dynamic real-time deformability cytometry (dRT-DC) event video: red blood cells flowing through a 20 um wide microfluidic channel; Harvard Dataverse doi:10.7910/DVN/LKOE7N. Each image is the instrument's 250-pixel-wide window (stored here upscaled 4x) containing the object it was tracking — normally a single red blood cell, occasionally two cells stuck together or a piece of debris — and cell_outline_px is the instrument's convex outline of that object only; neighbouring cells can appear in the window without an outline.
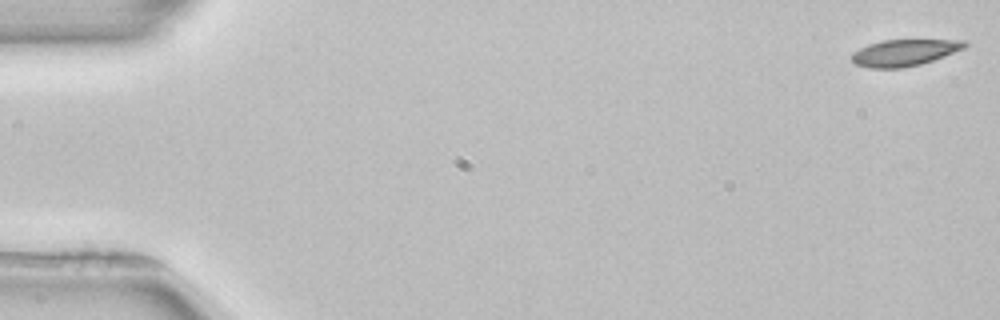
{"species": "common noctule bat (a hibernating species)", "species_latin": "Nyctalus noctula", "temperature_condition": "room temperature", "stored_images_in_passage": 53, "camera_frame_rate_fps": 3000, "um_per_image_px": 0.085, "animal": {"sex": "female", "body_mass_g": 22.7, "forearm_length_mm": 54.2}, "frame": {"image": 1, "passage_image": 1, "time_ms": 0.0, "image_size_px": [1000, 320], "cell_outline_px": [[968, 44], [964, 48], [944, 56], [920, 64], [900, 68], [868, 68], [856, 64], [852, 60], [852, 52], [868, 44], [884, 40], [968, 40]], "centroid_in_image_um": [76.86, 4.47], "position_along_channel_um": 8.1, "area_um2": 17.34}}
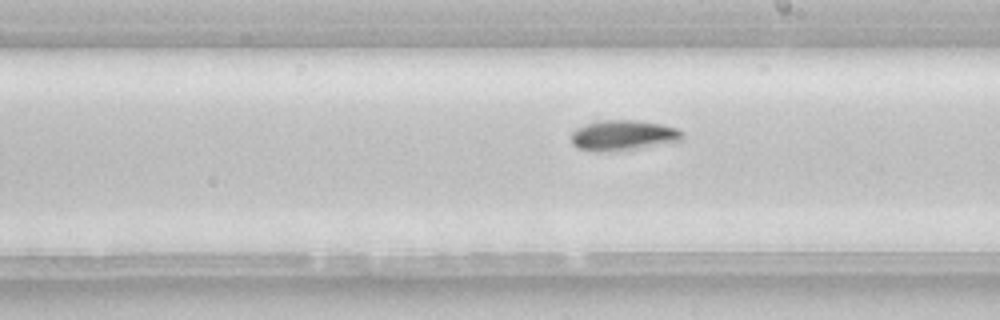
{"frame": {"image": 2, "passage_image": 30, "time_ms": 9.667, "image_size_px": [1000, 320], "cell_outline_px": [[684, 140], [636, 148], [596, 152], [576, 148], [572, 144], [572, 132], [584, 124], [600, 120], [632, 120], [660, 124], [676, 128], [684, 132]], "centroid_in_image_um": [52.95, 11.5], "position_along_channel_um": 236.0, "area_um2": 19.48}}
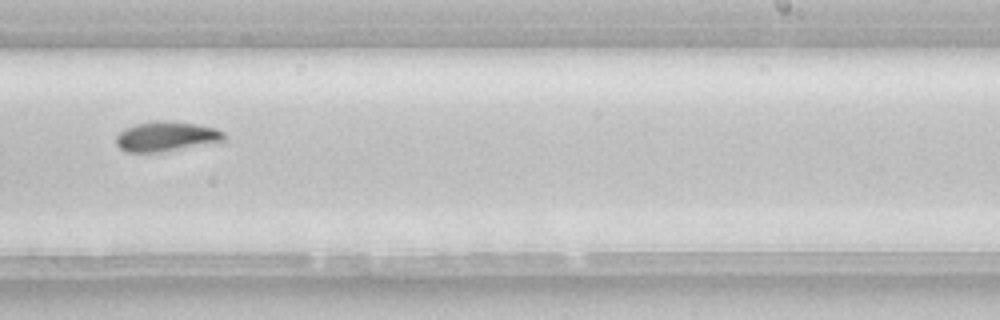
{"frame": {"image": 3, "passage_image": 33, "time_ms": 10.667, "image_size_px": [1000, 320], "cell_outline_px": [[224, 140], [220, 144], [160, 152], [128, 152], [120, 148], [116, 144], [116, 136], [124, 128], [136, 124], [156, 120], [164, 120], [196, 124], [216, 128], [224, 132]], "centroid_in_image_um": [14.2, 11.61], "position_along_channel_um": 274.8, "area_um2": 19.25}, "authors_computed_cell_mechanics": {"area_um2": 18.5538, "velocity_mm_per_s": 3.9202, "shape_relaxation_time_tau1_ms": 3.6374, "shape_relaxation_time_tau2_ms": null, "deformation_change_tau1": 0.1305, "deformation_change_tau2": null}}